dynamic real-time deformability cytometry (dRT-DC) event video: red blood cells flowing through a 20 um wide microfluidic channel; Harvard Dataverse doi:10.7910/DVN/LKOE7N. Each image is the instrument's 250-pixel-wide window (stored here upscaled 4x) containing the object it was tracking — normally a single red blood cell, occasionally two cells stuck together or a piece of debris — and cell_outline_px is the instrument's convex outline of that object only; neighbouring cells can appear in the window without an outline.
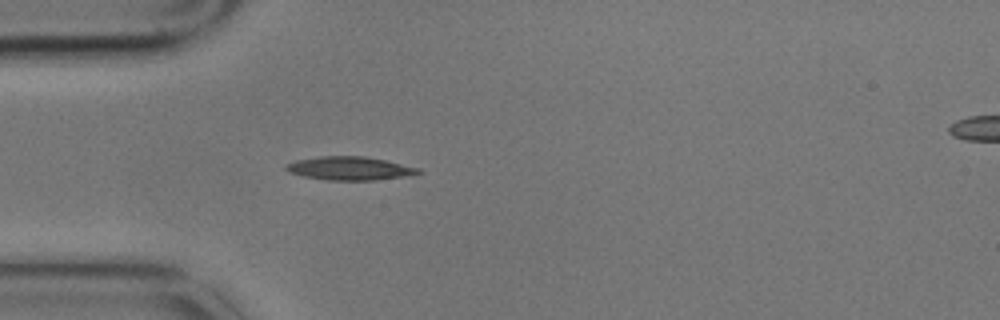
{"species": "common noctule bat (a hibernating species)", "species_latin": "Nyctalus noctula", "temperature_condition": "cold", "stored_images_in_passage": 1, "camera_frame_rate_fps": 3000, "um_per_image_px": 0.085, "animal": {"sex": "male", "body_mass_g": 17.9}, "frame": {"image": 1, "passage_image": 1, "time_ms": 0.0, "image_size_px": [1000, 320], "cell_outline_px": [[424, 172], [404, 176], [376, 180], [328, 180], [304, 176], [288, 172], [284, 168], [284, 164], [296, 160], [320, 156], [364, 156], [384, 160], [420, 168]], "centroid_in_image_um": [29.7, 14.31], "position_along_channel_um": 55.3, "area_um2": 18.03}}